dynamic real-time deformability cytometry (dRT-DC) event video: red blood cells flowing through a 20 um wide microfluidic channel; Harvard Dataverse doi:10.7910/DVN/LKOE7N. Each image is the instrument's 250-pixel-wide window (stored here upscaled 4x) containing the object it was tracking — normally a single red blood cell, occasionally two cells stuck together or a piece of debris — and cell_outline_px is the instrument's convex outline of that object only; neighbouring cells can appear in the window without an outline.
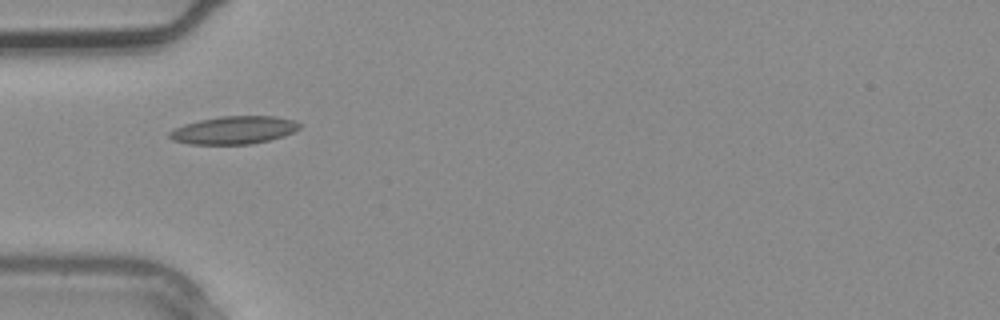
{"species": "common noctule bat (a hibernating species)", "species_latin": "Nyctalus noctula", "temperature_condition": "warm", "stored_images_in_passage": 2, "camera_frame_rate_fps": 3000, "um_per_image_px": 0.085, "animal": {"sex": "male", "body_mass_g": 20.4}, "frame": {"image": 1, "passage_image": 2, "time_ms": 0.333, "image_size_px": [1000, 320], "cell_outline_px": [[300, 128], [284, 136], [268, 140], [248, 144], [188, 144], [172, 140], [168, 136], [168, 132], [184, 124], [200, 120], [220, 116], [276, 116], [296, 120], [300, 124]], "centroid_in_image_um": [19.88, 11.05], "position_along_channel_um": 65.1, "area_um2": 21.1}}